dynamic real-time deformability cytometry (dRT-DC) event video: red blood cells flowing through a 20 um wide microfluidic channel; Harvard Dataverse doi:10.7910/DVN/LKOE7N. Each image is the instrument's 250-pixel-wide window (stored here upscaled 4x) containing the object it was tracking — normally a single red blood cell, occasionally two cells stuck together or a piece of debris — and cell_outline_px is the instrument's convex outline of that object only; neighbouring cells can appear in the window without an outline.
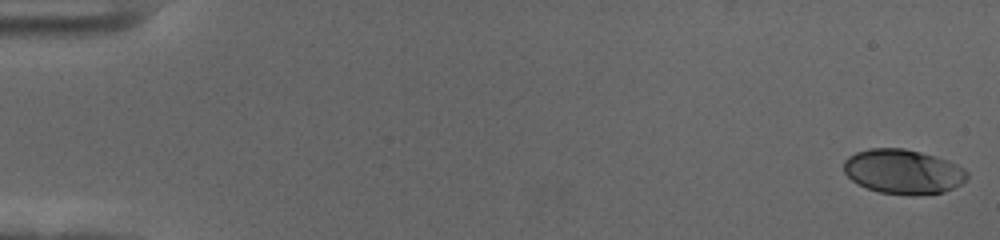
{"species": "human", "species_latin": "Homo sapiens", "temperature_condition": "cold", "stored_images_in_passage": 58, "camera_frame_rate_fps": 3000, "um_per_image_px": 0.085, "donor": {"sex": "female"}, "frame": {"image": 1, "passage_image": 1, "time_ms": 0.0, "image_size_px": [1000, 240], "cell_outline_px": [[968, 176], [960, 184], [944, 192], [916, 196], [908, 196], [880, 192], [868, 188], [852, 180], [844, 172], [844, 160], [848, 156], [856, 152], [868, 148], [904, 148], [920, 152], [956, 164], [964, 168], [968, 172]], "centroid_in_image_um": [76.75, 14.6], "position_along_channel_um": 8.3, "area_um2": 31.96}}
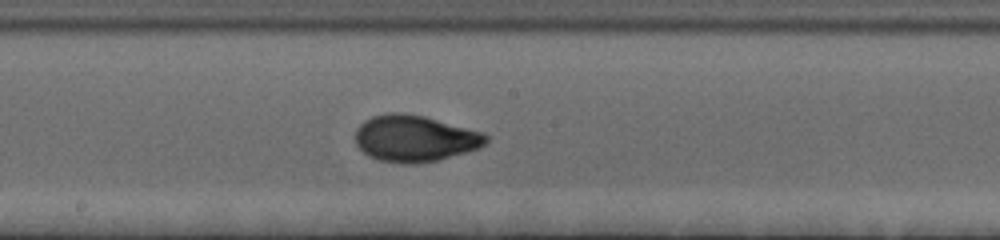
{"frame": {"image": 2, "passage_image": 32, "time_ms": 10.333, "image_size_px": [1000, 240], "cell_outline_px": [[488, 140], [480, 148], [440, 160], [416, 164], [404, 164], [380, 160], [368, 156], [356, 144], [356, 128], [364, 120], [372, 116], [388, 112], [404, 112], [424, 116], [484, 132], [488, 136]], "centroid_in_image_um": [35.27, 11.76], "position_along_channel_um": 212.9, "area_um2": 35.72}}
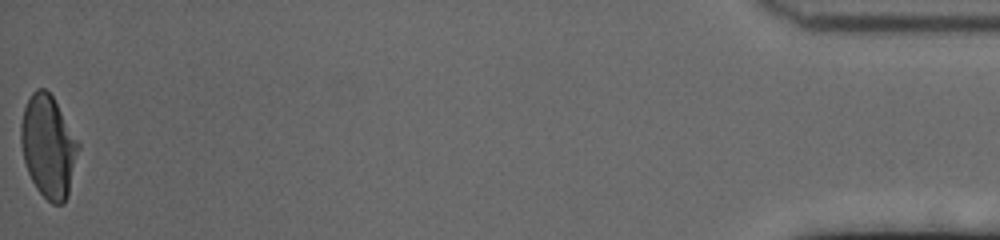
{"frame": {"image": 3, "passage_image": 58, "time_ms": 19.0, "image_size_px": [1000, 240], "cell_outline_px": [[80, 148], [68, 196], [64, 204], [52, 204], [36, 188], [28, 172], [24, 160], [20, 144], [20, 124], [24, 108], [32, 92], [36, 88], [44, 88], [52, 96], [80, 144]], "centroid_in_image_um": [4.11, 12.47], "position_along_channel_um": 431.1, "area_um2": 34.22}, "authors_computed_cell_mechanics": {"area_um2": 33.6107, "velocity_mm_per_s": 3.5487, "shape_relaxation_time_tau1_ms": 4.1008, "shape_relaxation_time_tau2_ms": 0.9963, "deformation_change_tau1": 0.178, "deformation_change_tau2": 0.0513}}